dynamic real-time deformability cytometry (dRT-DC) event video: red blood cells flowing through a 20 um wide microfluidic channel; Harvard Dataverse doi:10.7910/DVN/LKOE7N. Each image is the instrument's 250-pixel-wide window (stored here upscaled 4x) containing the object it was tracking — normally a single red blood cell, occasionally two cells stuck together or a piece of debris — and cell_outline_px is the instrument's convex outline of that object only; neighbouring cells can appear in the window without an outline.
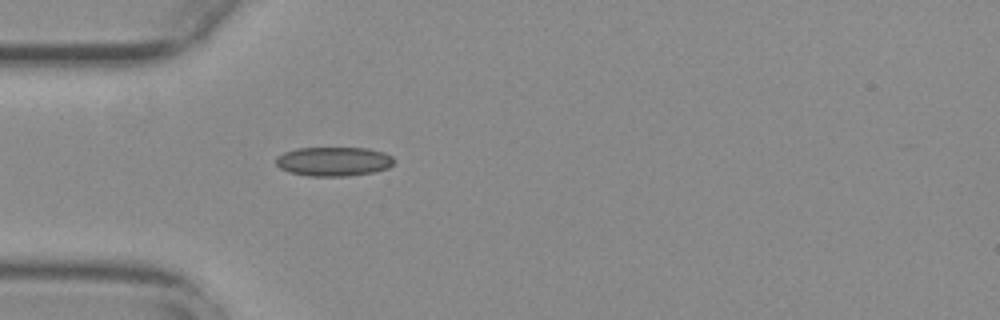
{"species": "common noctule bat (a hibernating species)", "species_latin": "Nyctalus noctula", "temperature_condition": "warm", "stored_images_in_passage": 39, "camera_frame_rate_fps": 3000, "um_per_image_px": 0.085, "animal": {"sex": "female", "body_mass_g": 29.2, "forearm_length_mm": 56.3}, "frame": {"image": 1, "passage_image": 1, "time_ms": 0.0, "image_size_px": [1000, 320], "cell_outline_px": [[396, 160], [388, 168], [372, 172], [348, 176], [308, 176], [288, 172], [280, 168], [276, 164], [276, 156], [284, 152], [296, 148], [368, 148], [384, 152], [392, 156]], "centroid_in_image_um": [28.35, 13.72], "position_along_channel_um": 56.7, "area_um2": 20.23}}
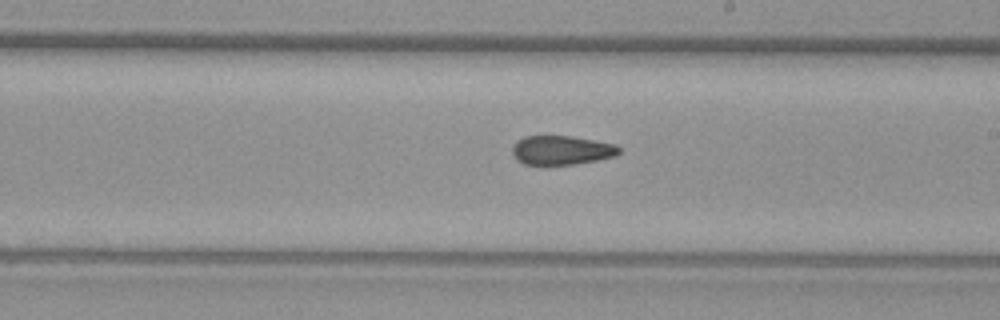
{"frame": {"image": 2, "passage_image": 16, "time_ms": 5.0, "image_size_px": [1000, 320], "cell_outline_px": [[620, 152], [616, 156], [596, 160], [572, 164], [544, 168], [524, 164], [516, 160], [512, 152], [512, 148], [516, 140], [524, 136], [572, 136], [616, 144], [620, 148]], "centroid_in_image_um": [47.67, 12.8], "position_along_channel_um": 241.3, "area_um2": 18.79}}
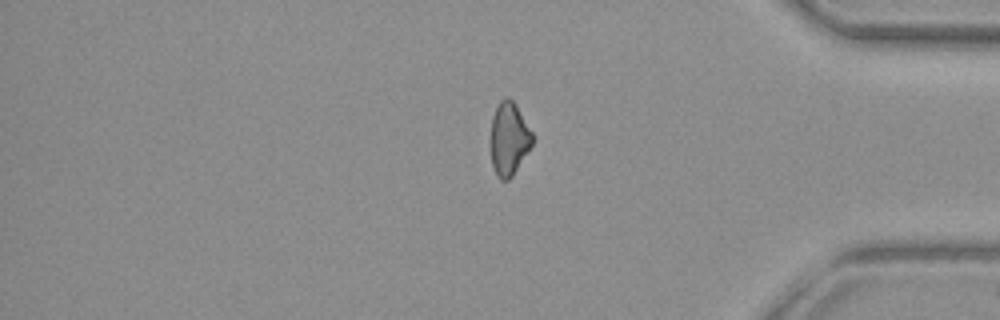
{"frame": {"image": 3, "passage_image": 30, "time_ms": 9.667, "image_size_px": [1000, 320], "cell_outline_px": [[532, 144], [512, 176], [508, 180], [500, 180], [496, 176], [492, 164], [492, 116], [500, 100], [504, 96], [508, 96], [516, 104], [532, 132]], "centroid_in_image_um": [43.26, 11.78], "position_along_channel_um": 391.9, "area_um2": 17.46}, "authors_computed_cell_mechanics": {"area_um2": 18.7272, "velocity_mm_per_s": 3.7802, "shape_relaxation_time_tau1_ms": null, "shape_relaxation_time_tau2_ms": 2.9032, "deformation_change_tau1": null, "deformation_change_tau2": 0.0865}}